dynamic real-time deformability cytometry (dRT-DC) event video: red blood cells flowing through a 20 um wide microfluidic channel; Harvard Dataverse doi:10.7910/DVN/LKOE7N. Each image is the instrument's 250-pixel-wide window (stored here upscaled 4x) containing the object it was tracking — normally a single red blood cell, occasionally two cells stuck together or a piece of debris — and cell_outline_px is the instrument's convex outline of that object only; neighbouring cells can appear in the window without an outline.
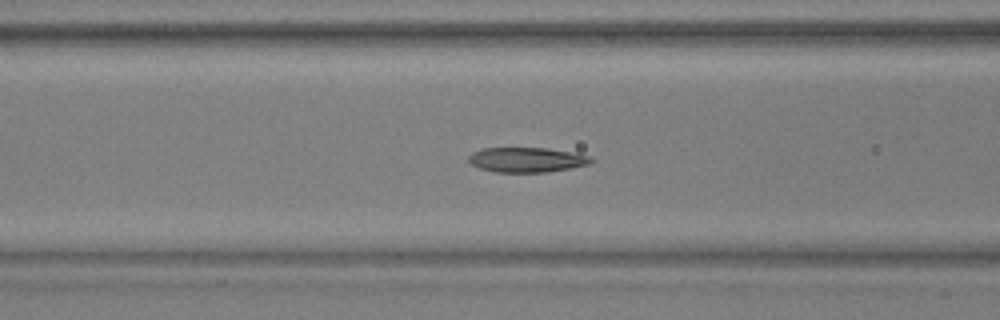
{"species": "common noctule bat (a hibernating species)", "species_latin": "Nyctalus noctula", "temperature_condition": "warm", "stored_images_in_passage": 53, "camera_frame_rate_fps": 3000, "um_per_image_px": 0.085, "animal": {"sex": "male", "body_mass_g": 17.9, "forearm_length_mm": 54.2}, "frame": {"image": 1, "passage_image": 21, "time_ms": 6.667, "image_size_px": [1000, 320], "cell_outline_px": [[596, 160], [592, 164], [548, 172], [496, 172], [480, 168], [472, 164], [468, 160], [468, 156], [472, 152], [484, 148], [548, 148], [588, 156]], "centroid_in_image_um": [44.78, 13.58], "position_along_channel_um": 121.8, "area_um2": 17.69}}
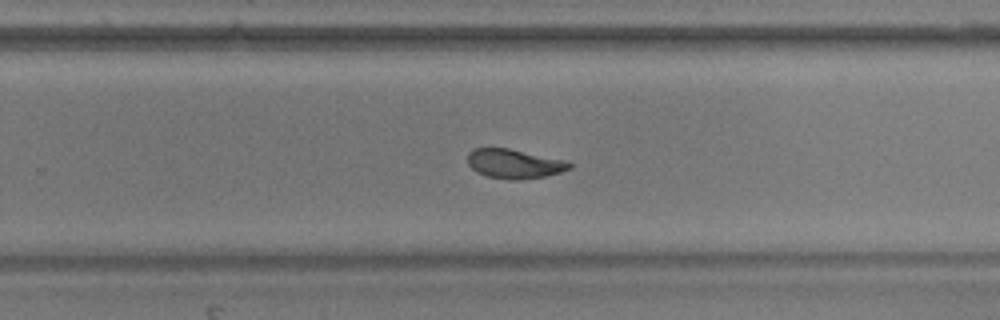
{"frame": {"image": 2, "passage_image": 34, "time_ms": 11.0, "image_size_px": [1000, 320], "cell_outline_px": [[572, 168], [560, 172], [544, 176], [520, 180], [508, 180], [488, 176], [476, 172], [468, 164], [468, 152], [472, 148], [508, 148], [568, 160], [572, 164]], "centroid_in_image_um": [43.73, 13.91], "position_along_channel_um": 286.1, "area_um2": 17.57}}
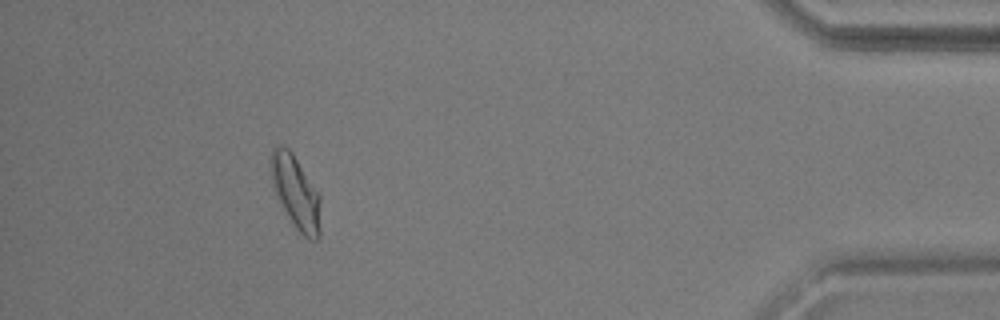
{"frame": {"image": 3, "passage_image": 48, "time_ms": 15.667, "image_size_px": [1000, 320], "cell_outline_px": [[320, 236], [316, 240], [308, 240], [296, 228], [276, 200], [268, 168], [272, 148], [276, 144], [288, 148], [292, 152], [320, 196]], "centroid_in_image_um": [25.09, 16.34], "position_along_channel_um": 410.1, "area_um2": 21.62}}